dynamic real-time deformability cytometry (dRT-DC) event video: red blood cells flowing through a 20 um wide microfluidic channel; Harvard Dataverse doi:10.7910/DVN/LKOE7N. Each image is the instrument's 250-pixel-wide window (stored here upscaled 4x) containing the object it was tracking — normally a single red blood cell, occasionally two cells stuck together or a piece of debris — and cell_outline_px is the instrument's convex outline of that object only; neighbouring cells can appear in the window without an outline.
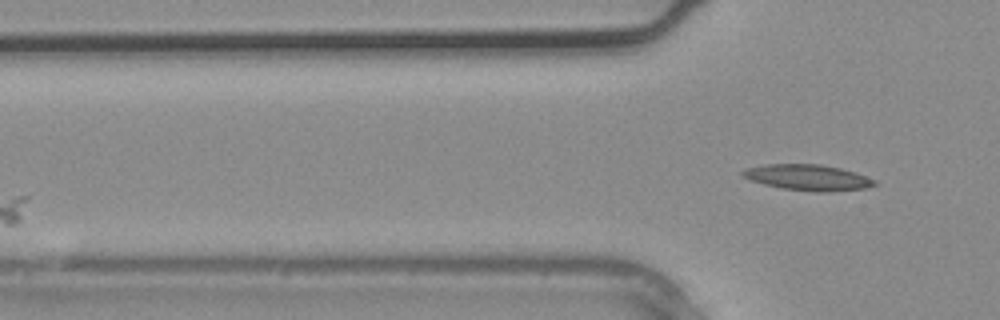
{"species": "common noctule bat (a hibernating species)", "species_latin": "Nyctalus noctula", "temperature_condition": "warm", "stored_images_in_passage": 2, "camera_frame_rate_fps": 3000, "um_per_image_px": 0.085, "animal": {"sex": "male", "body_mass_g": 20.4}, "frame": {"image": 1, "passage_image": 2, "time_ms": 0.333, "image_size_px": [1000, 320], "cell_outline_px": [[876, 184], [864, 188], [824, 192], [816, 192], [780, 188], [764, 184], [752, 180], [744, 176], [740, 172], [748, 168], [768, 164], [820, 164], [840, 168], [876, 180]], "centroid_in_image_um": [68.66, 15.09], "position_along_channel_um": 57.1, "area_um2": 19.48}}